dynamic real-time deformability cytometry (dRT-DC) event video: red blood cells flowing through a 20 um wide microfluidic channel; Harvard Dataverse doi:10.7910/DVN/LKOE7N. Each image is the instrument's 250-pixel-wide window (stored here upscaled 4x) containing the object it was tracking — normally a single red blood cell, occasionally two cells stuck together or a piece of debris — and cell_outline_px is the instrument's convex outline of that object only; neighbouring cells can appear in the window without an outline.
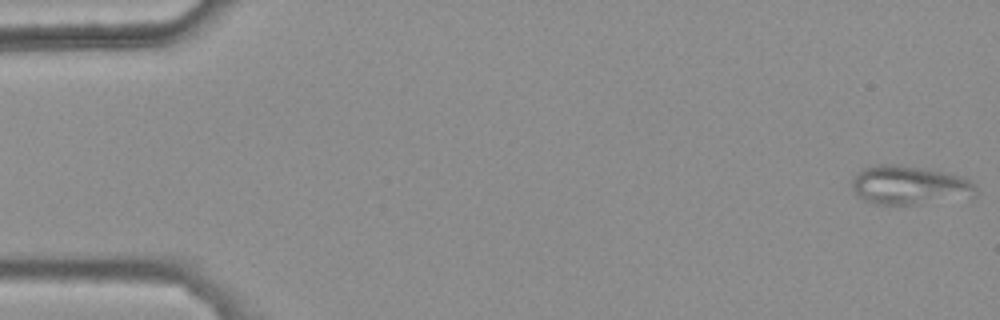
{"species": "common noctule bat (a hibernating species)", "species_latin": "Nyctalus noctula", "temperature_condition": "warm", "stored_images_in_passage": 15, "camera_frame_rate_fps": 3000, "um_per_image_px": 0.085, "animal": {"sex": "female", "body_mass_g": 25.1}, "frame": {"image": 1, "passage_image": 1, "time_ms": 0.0, "image_size_px": [1000, 320], "cell_outline_px": [[976, 196], [920, 204], [872, 204], [864, 200], [852, 188], [852, 180], [856, 172], [864, 168], [876, 164], [896, 164], [924, 168], [944, 172], [960, 176], [972, 180], [976, 192]], "centroid_in_image_um": [77.29, 15.74], "position_along_channel_um": 7.7, "area_um2": 28.09}}